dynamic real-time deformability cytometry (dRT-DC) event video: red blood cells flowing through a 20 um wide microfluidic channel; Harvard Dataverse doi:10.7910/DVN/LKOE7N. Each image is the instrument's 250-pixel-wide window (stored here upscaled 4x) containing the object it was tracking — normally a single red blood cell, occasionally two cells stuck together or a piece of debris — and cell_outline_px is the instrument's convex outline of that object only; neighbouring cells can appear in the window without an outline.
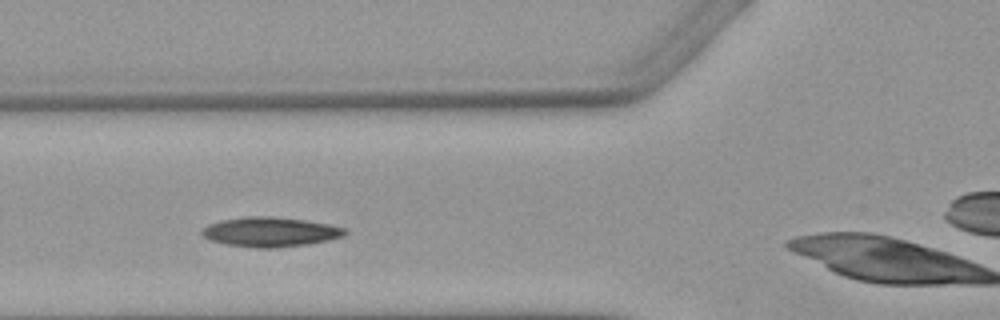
{"species": "Egyptian fruit bat (a non-hibernating species)", "species_latin": "Rousettus aegyptiacus", "temperature_condition": "warm", "stored_images_in_passage": 5, "camera_frame_rate_fps": 3000, "um_per_image_px": 0.085, "animal": {"sex": "female"}, "frame": {"image": 1, "passage_image": 3, "time_ms": 2.333, "image_size_px": [1000, 320], "cell_outline_px": [[348, 232], [344, 236], [328, 240], [308, 244], [276, 248], [256, 248], [228, 244], [212, 240], [204, 236], [200, 232], [208, 224], [220, 220], [248, 216], [272, 216], [304, 220], [328, 224], [344, 228]], "centroid_in_image_um": [22.99, 19.71], "position_along_channel_um": 102.8, "area_um2": 24.57}}
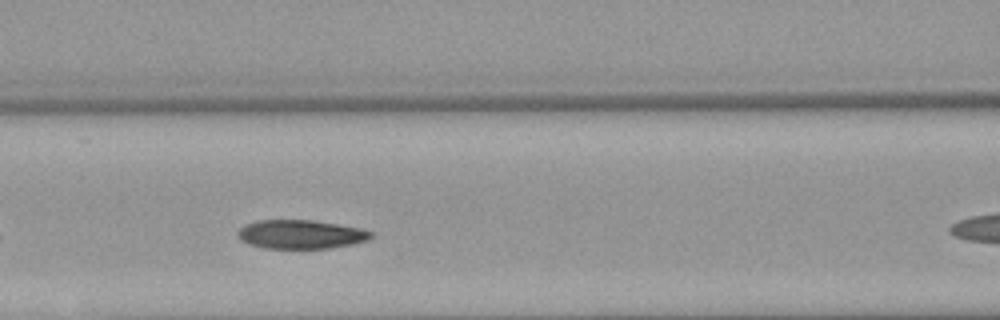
{"frame": {"image": 2, "passage_image": 4, "time_ms": 3.333, "image_size_px": [1000, 320], "cell_outline_px": [[372, 236], [368, 240], [352, 244], [332, 248], [264, 248], [248, 244], [240, 240], [236, 236], [236, 232], [244, 224], [256, 220], [312, 220], [364, 228], [372, 232]], "centroid_in_image_um": [25.54, 19.91], "position_along_channel_um": 141.1, "area_um2": 22.66}}